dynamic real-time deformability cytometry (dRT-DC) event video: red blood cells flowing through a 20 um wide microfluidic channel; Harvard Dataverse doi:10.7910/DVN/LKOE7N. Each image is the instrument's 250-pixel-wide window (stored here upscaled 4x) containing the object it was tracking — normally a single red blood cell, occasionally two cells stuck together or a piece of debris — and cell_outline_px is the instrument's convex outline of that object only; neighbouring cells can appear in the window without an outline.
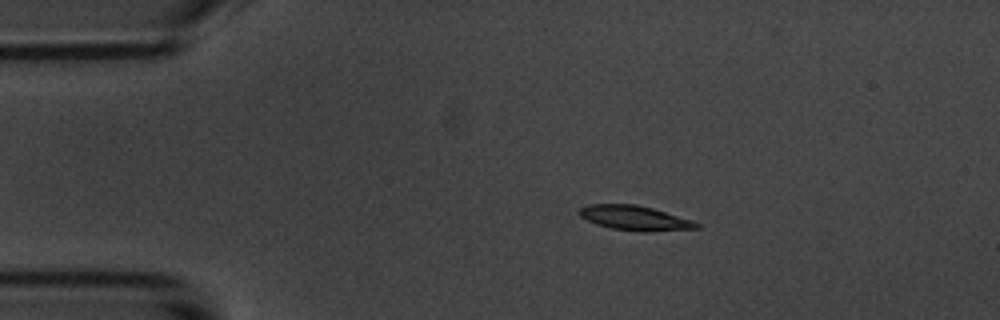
{"species": "common noctule bat (a hibernating species)", "species_latin": "Nyctalus noctula", "temperature_condition": "room temperature", "stored_images_in_passage": 14, "camera_frame_rate_fps": 3000, "um_per_image_px": 0.085, "animal": {"sex": "male", "body_mass_g": 20.1, "forearm_length_mm": 53.5}, "frame": {"image": 1, "passage_image": 3, "time_ms": 2.333, "image_size_px": [1000, 320], "cell_outline_px": [[700, 228], [644, 232], [612, 228], [596, 224], [580, 216], [580, 208], [588, 204], [636, 204], [652, 208], [692, 220], [700, 224]], "centroid_in_image_um": [53.97, 18.53], "position_along_channel_um": 31.0, "area_um2": 16.65}}
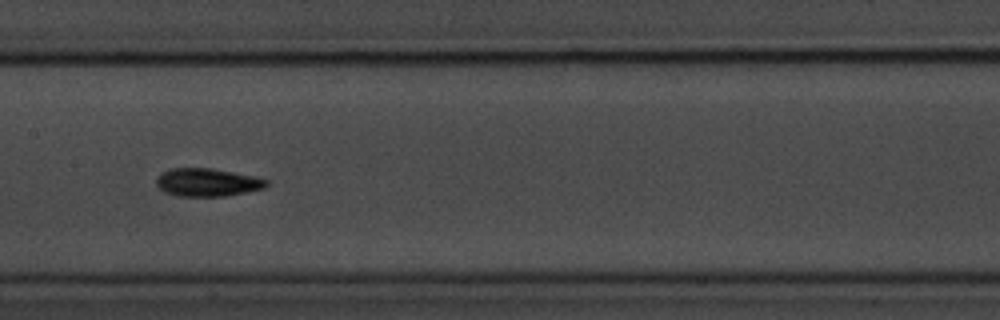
{"frame": {"image": 2, "passage_image": 7, "time_ms": 8.0, "image_size_px": [1000, 320], "cell_outline_px": [[268, 184], [264, 188], [248, 192], [224, 196], [176, 196], [164, 192], [156, 184], [156, 180], [164, 172], [172, 168], [212, 168], [256, 176], [268, 180]], "centroid_in_image_um": [17.66, 15.5], "position_along_channel_um": 189.7, "area_um2": 17.98}}
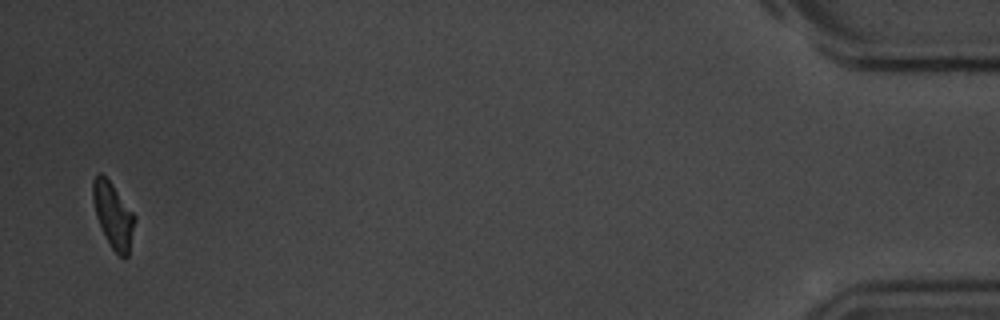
{"frame": {"image": 3, "passage_image": 14, "time_ms": 17.0, "image_size_px": [1000, 320], "cell_outline_px": [[136, 216], [128, 256], [124, 260], [112, 248], [96, 216], [92, 196], [92, 180], [96, 172], [100, 172], [112, 184]], "centroid_in_image_um": [9.62, 18.26], "position_along_channel_um": 425.6, "area_um2": 15.72}, "authors_computed_cell_mechanics": {"area_um2": 16.7042, "velocity_mm_per_s": 3.6025, "shape_relaxation_time_tau1_ms": 2.0426, "shape_relaxation_time_tau2_ms": 10.9994, "deformation_change_tau1": 0.0974, "deformation_change_tau2": 0.1261}}